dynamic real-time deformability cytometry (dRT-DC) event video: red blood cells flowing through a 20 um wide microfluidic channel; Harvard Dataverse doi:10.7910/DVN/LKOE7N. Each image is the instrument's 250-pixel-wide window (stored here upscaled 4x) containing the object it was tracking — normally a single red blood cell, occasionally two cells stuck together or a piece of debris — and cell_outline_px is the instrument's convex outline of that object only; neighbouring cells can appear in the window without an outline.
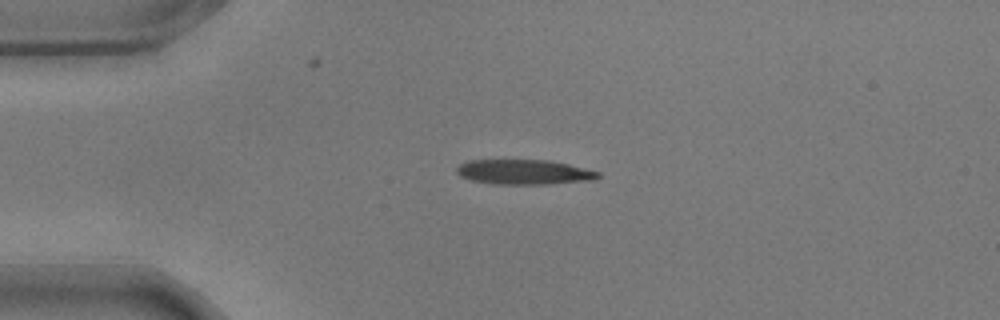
{"species": "common noctule bat (a hibernating species)", "species_latin": "Nyctalus noctula", "temperature_condition": "warm", "stored_images_in_passage": 35, "camera_frame_rate_fps": 3000, "um_per_image_px": 0.085, "animal": {"sex": "male", "body_mass_g": 17.9}, "frame": {"image": 1, "passage_image": 1, "time_ms": 0.0, "image_size_px": [1000, 320], "cell_outline_px": [[600, 176], [592, 180], [544, 184], [492, 184], [472, 180], [460, 176], [456, 172], [456, 168], [460, 164], [468, 160], [548, 160], [568, 164], [600, 172]], "centroid_in_image_um": [44.51, 14.62], "position_along_channel_um": 40.5, "area_um2": 20.4}}
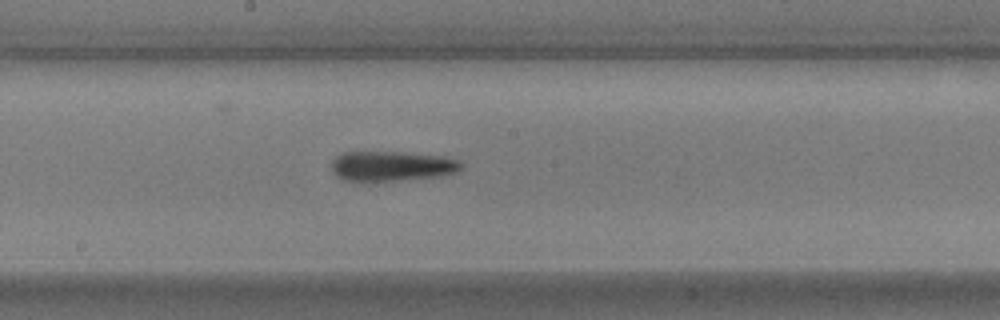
{"frame": {"image": 2, "passage_image": 18, "time_ms": 5.667, "image_size_px": [1000, 320], "cell_outline_px": [[464, 168], [456, 172], [440, 176], [364, 184], [344, 180], [336, 176], [332, 172], [332, 160], [336, 156], [344, 152], [404, 152], [444, 156], [460, 160], [464, 164]], "centroid_in_image_um": [33.29, 14.15], "position_along_channel_um": 214.9, "area_um2": 23.58}}
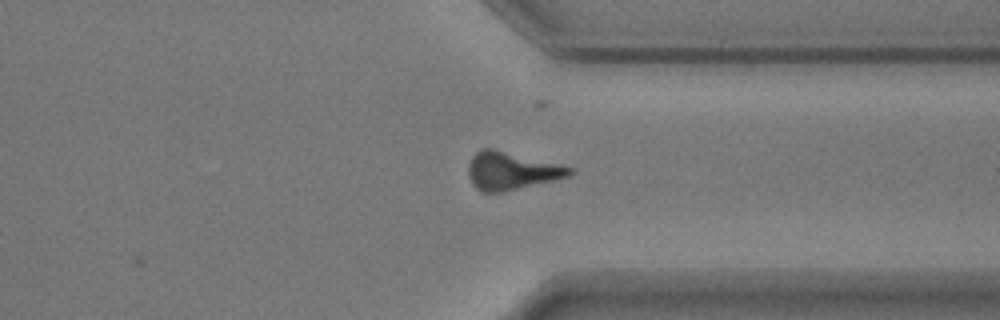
{"frame": {"image": 3, "passage_image": 31, "time_ms": 10.0, "image_size_px": [1000, 320], "cell_outline_px": [[576, 168], [568, 176], [504, 192], [480, 192], [472, 184], [468, 176], [468, 164], [472, 156], [476, 152], [484, 148], [492, 148]], "centroid_in_image_um": [43.43, 14.52], "position_along_channel_um": 368.0, "area_um2": 22.2}, "authors_computed_cell_mechanics": {"area_um2": 21.9062, "velocity_mm_per_s": 3.5527, "shape_relaxation_time_tau1_ms": 5.8755, "shape_relaxation_time_tau2_ms": 8.0344, "deformation_change_tau1": 0.1905, "deformation_change_tau2": 0.2353}}